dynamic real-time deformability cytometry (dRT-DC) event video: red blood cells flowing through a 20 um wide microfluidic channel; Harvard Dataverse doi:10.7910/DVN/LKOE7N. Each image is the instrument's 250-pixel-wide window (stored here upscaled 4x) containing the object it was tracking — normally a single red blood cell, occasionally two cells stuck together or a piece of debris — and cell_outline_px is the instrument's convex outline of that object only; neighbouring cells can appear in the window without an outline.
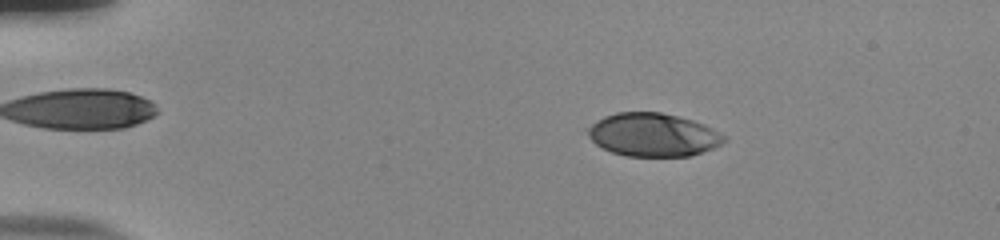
{"species": "human", "species_latin": "Homo sapiens", "temperature_condition": "room temperature", "stored_images_in_passage": 46, "camera_frame_rate_fps": 3000, "um_per_image_px": 0.085, "donor": {"sex": "male"}, "frame": {"image": 1, "passage_image": 1, "time_ms": 0.0, "image_size_px": [1000, 240], "cell_outline_px": [[728, 140], [712, 148], [688, 156], [624, 156], [600, 148], [588, 136], [588, 128], [592, 124], [604, 116], [616, 112], [660, 112], [692, 120], [704, 124], [728, 136]], "centroid_in_image_um": [55.51, 11.46], "position_along_channel_um": 29.5, "area_um2": 34.33}}
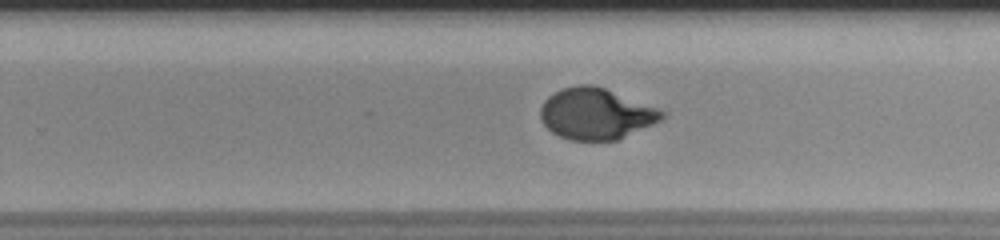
{"frame": {"image": 2, "passage_image": 27, "time_ms": 8.667, "image_size_px": [1000, 240], "cell_outline_px": [[668, 112], [660, 120], [652, 124], [616, 140], [568, 140], [552, 132], [540, 120], [540, 108], [544, 100], [548, 96], [564, 88], [580, 84], [592, 84], [604, 88], [660, 108]], "centroid_in_image_um": [50.65, 9.66], "position_along_channel_um": 279.1, "area_um2": 36.13}}
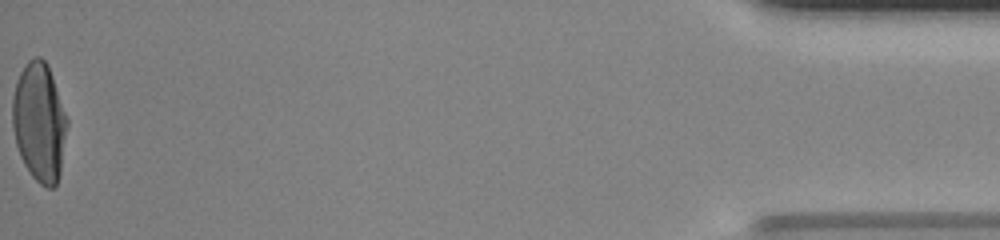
{"frame": {"image": 3, "passage_image": 46, "time_ms": 15.0, "image_size_px": [1000, 240], "cell_outline_px": [[68, 124], [60, 172], [56, 184], [52, 188], [48, 188], [40, 184], [32, 176], [24, 164], [20, 156], [16, 144], [12, 124], [12, 100], [16, 80], [24, 64], [28, 60], [36, 56], [40, 56], [48, 64], [68, 120]], "centroid_in_image_um": [3.34, 10.36], "position_along_channel_um": 431.9, "area_um2": 38.03}, "authors_computed_cell_mechanics": {"area_um2": 36.5007, "velocity_mm_per_s": 3.7943, "shape_relaxation_time_tau1_ms": 5.3932, "shape_relaxation_time_tau2_ms": null, "deformation_change_tau1": 0.2475, "deformation_change_tau2": null}}